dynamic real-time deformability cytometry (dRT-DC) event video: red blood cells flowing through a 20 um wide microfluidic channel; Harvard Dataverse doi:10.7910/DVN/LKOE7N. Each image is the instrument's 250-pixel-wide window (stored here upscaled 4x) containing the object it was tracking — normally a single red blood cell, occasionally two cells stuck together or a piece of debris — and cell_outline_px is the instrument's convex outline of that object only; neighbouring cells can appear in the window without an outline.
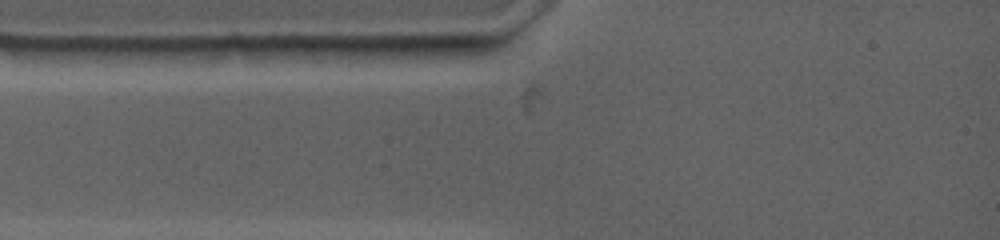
{"species": "common noctule bat (a hibernating species)", "species_latin": "Nyctalus noctula", "temperature_condition": "warm", "stored_images_in_passage": 2, "camera_frame_rate_fps": 4500, "um_per_image_px": 0.085, "animal": {"sex": "female", "body_mass_g": 19.0, "forearm_length_mm": 53.3}, "frame": {"image": 1, "passage_image": 1, "time_ms": 0.0, "image_size_px": [1000, 240], "cell_outline_px": [[452, 44], [444, 48], [408, 56], [316, 60], [300, 48], [368, 44]], "centroid_in_image_um": [31.46, 4.32], "position_along_channel_um": 53.5, "area_um2": 11.68}}